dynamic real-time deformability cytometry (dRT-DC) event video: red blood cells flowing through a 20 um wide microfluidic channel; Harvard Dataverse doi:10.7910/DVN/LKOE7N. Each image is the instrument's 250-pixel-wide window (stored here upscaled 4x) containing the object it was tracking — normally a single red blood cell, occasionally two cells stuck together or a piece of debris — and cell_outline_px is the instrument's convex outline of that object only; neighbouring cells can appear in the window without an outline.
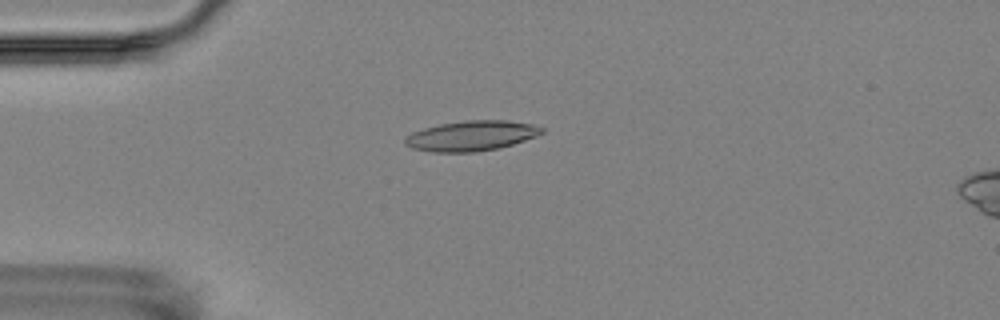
{"species": "Egyptian fruit bat (a non-hibernating species)", "species_latin": "Rousettus aegyptiacus", "temperature_condition": "room temperature", "stored_images_in_passage": 17, "camera_frame_rate_fps": 3000, "um_per_image_px": 0.085, "animal": {"sex": "female"}, "frame": {"image": 1, "passage_image": 5, "time_ms": 4.333, "image_size_px": [1000, 320], "cell_outline_px": [[544, 132], [536, 136], [512, 144], [496, 148], [476, 152], [432, 152], [412, 148], [404, 144], [404, 140], [412, 132], [424, 128], [440, 124], [468, 120], [508, 120], [532, 124], [544, 128]], "centroid_in_image_um": [40.06, 11.54], "position_along_channel_um": 44.9, "area_um2": 23.87}}
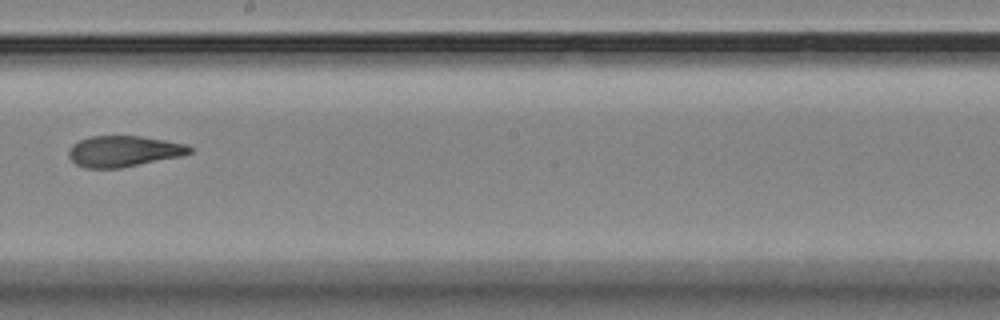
{"frame": {"image": 2, "passage_image": 10, "time_ms": 10.333, "image_size_px": [1000, 320], "cell_outline_px": [[192, 152], [180, 156], [120, 168], [84, 168], [76, 164], [68, 156], [68, 152], [72, 144], [80, 140], [92, 136], [140, 136], [188, 144], [192, 148]], "centroid_in_image_um": [10.5, 12.85], "position_along_channel_um": 237.7, "area_um2": 21.73}}
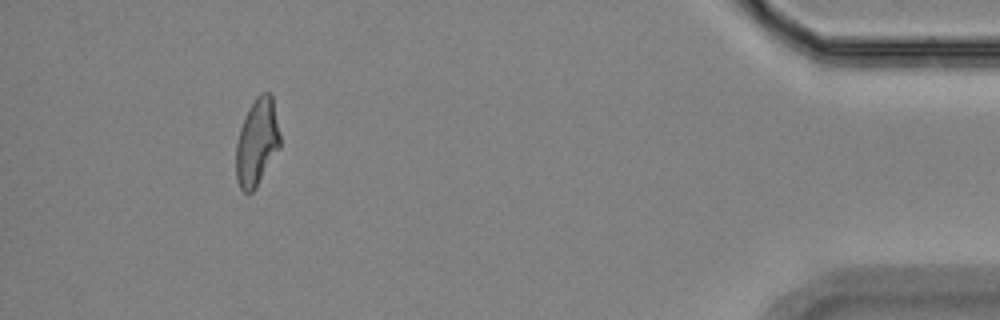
{"frame": {"image": 3, "passage_image": 16, "time_ms": 17.0, "image_size_px": [1000, 320], "cell_outline_px": [[280, 148], [256, 188], [252, 192], [244, 192], [240, 188], [236, 180], [236, 144], [240, 128], [256, 96], [260, 92], [268, 92], [272, 96], [280, 136]], "centroid_in_image_um": [21.84, 12.13], "position_along_channel_um": 413.4, "area_um2": 22.2}, "authors_computed_cell_mechanics": {"area_um2": 22.7732, "velocity_mm_per_s": 3.5366, "shape_relaxation_time_tau1_ms": null, "shape_relaxation_time_tau2_ms": 3.667, "deformation_change_tau1": null, "deformation_change_tau2": 0.1145}}